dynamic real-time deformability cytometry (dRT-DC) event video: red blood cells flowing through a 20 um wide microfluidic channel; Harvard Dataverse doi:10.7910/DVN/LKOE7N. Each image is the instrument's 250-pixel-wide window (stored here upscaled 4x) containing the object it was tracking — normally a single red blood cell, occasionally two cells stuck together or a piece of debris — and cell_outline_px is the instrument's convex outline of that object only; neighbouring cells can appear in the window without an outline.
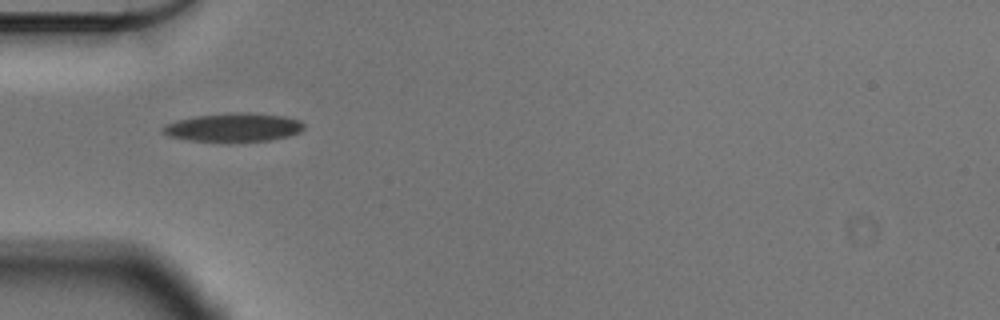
{"species": "Egyptian fruit bat (a non-hibernating species)", "species_latin": "Rousettus aegyptiacus", "temperature_condition": "cold", "stored_images_in_passage": 12, "camera_frame_rate_fps": 3000, "um_per_image_px": 0.085, "animal": {"sex": "male"}, "frame": {"image": 1, "passage_image": 1, "time_ms": 0.0, "image_size_px": [1000, 320], "cell_outline_px": [[304, 128], [300, 132], [288, 136], [268, 140], [188, 140], [168, 136], [160, 132], [164, 124], [176, 120], [196, 116], [236, 112], [252, 112], [284, 116], [300, 120], [304, 124]], "centroid_in_image_um": [19.84, 10.8], "position_along_channel_um": 65.2, "area_um2": 23.18}}
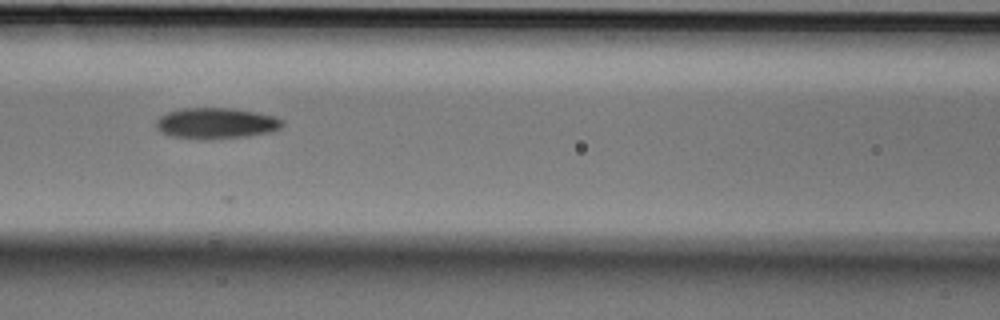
{"frame": {"image": 2, "passage_image": 8, "time_ms": 2.333, "image_size_px": [1000, 320], "cell_outline_px": [[284, 124], [280, 128], [272, 132], [248, 136], [204, 140], [200, 140], [172, 136], [160, 132], [156, 128], [156, 120], [160, 116], [168, 112], [180, 108], [232, 108], [272, 116], [284, 120]], "centroid_in_image_um": [18.34, 10.49], "position_along_channel_um": 148.3, "area_um2": 22.89}}
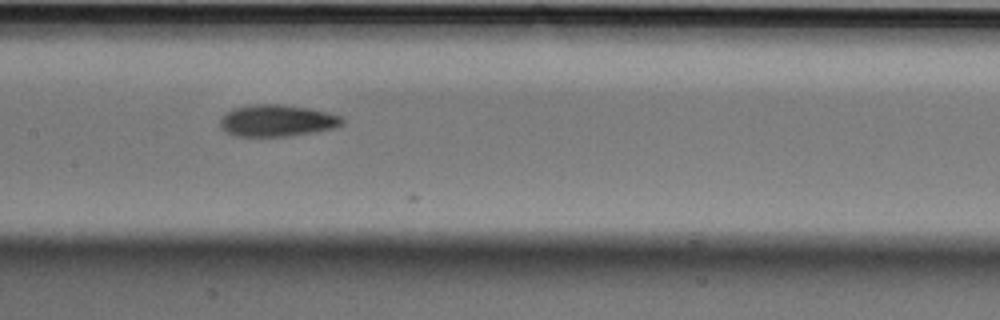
{"frame": {"image": 3, "passage_image": 11, "time_ms": 3.333, "image_size_px": [1000, 320], "cell_outline_px": [[344, 124], [332, 128], [316, 132], [288, 136], [236, 136], [224, 132], [220, 128], [220, 120], [232, 108], [248, 104], [280, 104], [308, 108], [340, 116], [344, 120]], "centroid_in_image_um": [23.51, 10.25], "position_along_channel_um": 183.9, "area_um2": 22.6}}